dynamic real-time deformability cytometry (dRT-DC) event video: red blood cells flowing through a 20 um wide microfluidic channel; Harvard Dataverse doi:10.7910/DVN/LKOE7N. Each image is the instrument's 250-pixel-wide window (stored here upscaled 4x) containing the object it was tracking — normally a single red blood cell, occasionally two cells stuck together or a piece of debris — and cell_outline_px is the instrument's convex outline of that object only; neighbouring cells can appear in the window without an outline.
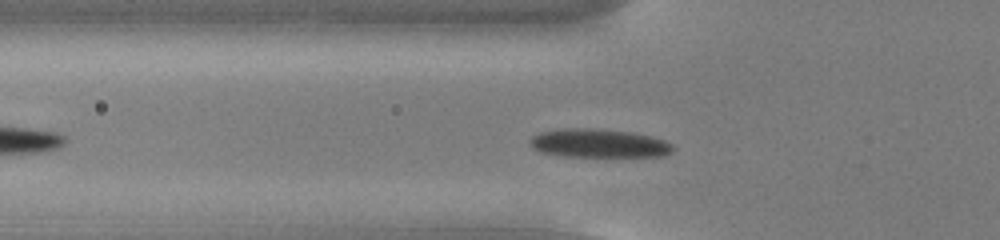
{"species": "common noctule bat (a hibernating species)", "species_latin": "Nyctalus noctula", "temperature_condition": "cold", "stored_images_in_passage": 42, "camera_frame_rate_fps": 3000, "um_per_image_px": 0.085, "animal": {"sex": "male", "body_mass_g": 13.0, "forearm_length_mm": 53.1}, "frame": {"image": 1, "passage_image": 9, "time_ms": 2.667, "image_size_px": [1000, 240], "cell_outline_px": [[676, 148], [672, 152], [664, 156], [564, 156], [540, 152], [532, 148], [528, 140], [532, 136], [540, 132], [560, 128], [592, 128], [632, 132], [652, 136], [664, 140], [672, 144]], "centroid_in_image_um": [50.89, 12.17], "position_along_channel_um": 74.9, "area_um2": 24.04}}
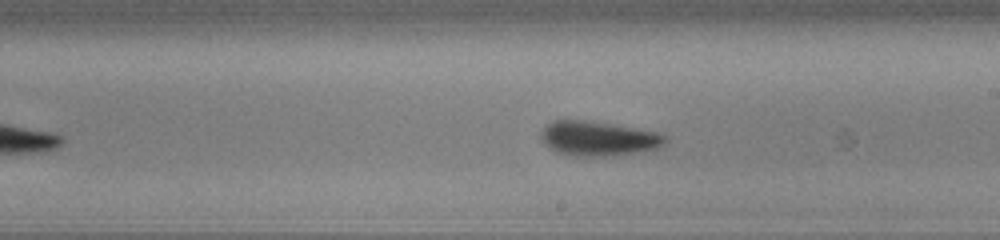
{"frame": {"image": 2, "passage_image": 22, "time_ms": 7.0, "image_size_px": [1000, 240], "cell_outline_px": [[668, 140], [660, 148], [612, 156], [576, 156], [556, 152], [548, 148], [540, 140], [540, 132], [552, 120], [584, 120], [612, 124], [656, 132], [668, 136]], "centroid_in_image_um": [50.83, 11.78], "position_along_channel_um": 238.2, "area_um2": 25.2}}
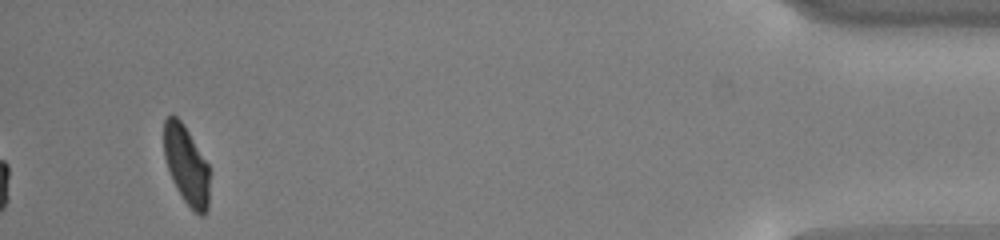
{"frame": {"image": 3, "passage_image": 42, "time_ms": 13.667, "image_size_px": [1000, 240], "cell_outline_px": [[208, 208], [204, 216], [200, 216], [184, 200], [176, 188], [172, 180], [164, 156], [164, 120], [168, 116], [176, 116], [184, 124], [208, 164]], "centroid_in_image_um": [15.83, 14.02], "position_along_channel_um": 419.4, "area_um2": 20.63}, "authors_computed_cell_mechanics": {"area_um2": 23.9003, "velocity_mm_per_s": 3.7727, "shape_relaxation_time_tau1_ms": 1.9268, "shape_relaxation_time_tau2_ms": 1.3553, "deformation_change_tau1": 0.1409, "deformation_change_tau2": 0.086}}